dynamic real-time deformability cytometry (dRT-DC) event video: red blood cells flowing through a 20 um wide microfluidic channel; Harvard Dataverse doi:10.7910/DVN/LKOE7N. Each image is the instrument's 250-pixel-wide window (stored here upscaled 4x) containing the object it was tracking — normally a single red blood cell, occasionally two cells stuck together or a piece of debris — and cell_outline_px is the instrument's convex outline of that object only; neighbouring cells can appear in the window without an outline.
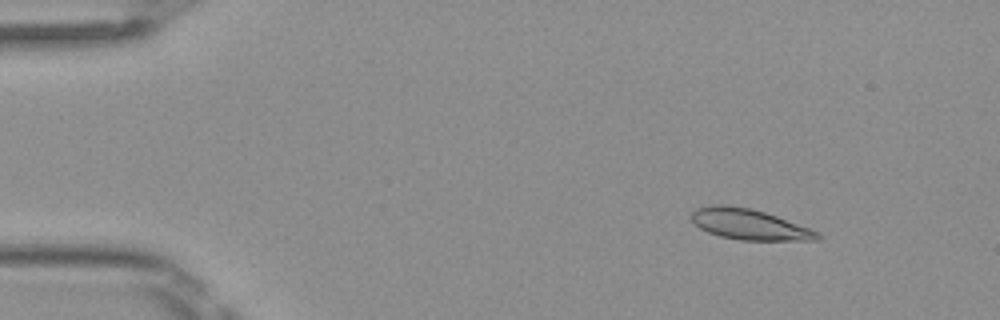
{"species": "Egyptian fruit bat (a non-hibernating species)", "species_latin": "Rousettus aegyptiacus", "temperature_condition": "room temperature", "stored_images_in_passage": 44, "camera_frame_rate_fps": 3000, "um_per_image_px": 0.085, "frame": {"image": 1, "passage_image": 1, "time_ms": 0.0, "image_size_px": [1000, 320], "cell_outline_px": [[824, 236], [816, 240], [740, 240], [720, 236], [708, 232], [700, 228], [688, 216], [696, 208], [712, 204], [724, 204], [752, 208], [776, 216], [820, 232]], "centroid_in_image_um": [63.67, 19.06], "position_along_channel_um": 21.3, "area_um2": 22.6}}
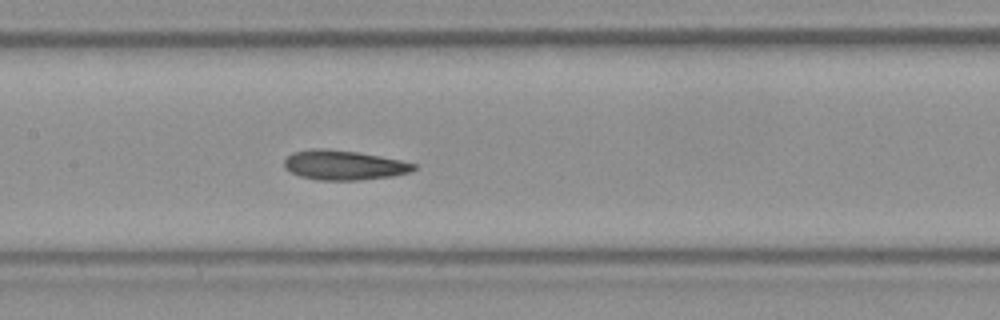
{"frame": {"image": 2, "passage_image": 19, "time_ms": 6.0, "image_size_px": [1000, 320], "cell_outline_px": [[416, 168], [408, 172], [392, 176], [356, 180], [320, 180], [300, 176], [284, 168], [284, 160], [292, 152], [312, 148], [328, 148], [356, 152], [380, 156], [400, 160], [416, 164]], "centroid_in_image_um": [29.19, 14.02], "position_along_channel_um": 178.2, "area_um2": 22.25}}
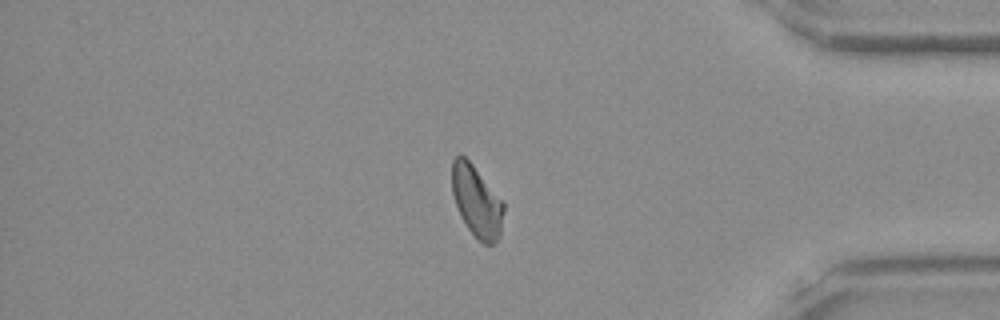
{"frame": {"image": 3, "passage_image": 37, "time_ms": 12.0, "image_size_px": [1000, 320], "cell_outline_px": [[504, 212], [500, 236], [492, 244], [484, 244], [468, 228], [460, 216], [452, 192], [452, 160], [460, 152], [472, 164], [504, 200]], "centroid_in_image_um": [40.53, 17.08], "position_along_channel_um": 394.7, "area_um2": 21.56}, "authors_computed_cell_mechanics": {"area_um2": 22.2241, "velocity_mm_per_s": 4.0702, "shape_relaxation_time_tau1_ms": null, "shape_relaxation_time_tau2_ms": 3.9217, "deformation_change_tau1": null, "deformation_change_tau2": 0.089}}